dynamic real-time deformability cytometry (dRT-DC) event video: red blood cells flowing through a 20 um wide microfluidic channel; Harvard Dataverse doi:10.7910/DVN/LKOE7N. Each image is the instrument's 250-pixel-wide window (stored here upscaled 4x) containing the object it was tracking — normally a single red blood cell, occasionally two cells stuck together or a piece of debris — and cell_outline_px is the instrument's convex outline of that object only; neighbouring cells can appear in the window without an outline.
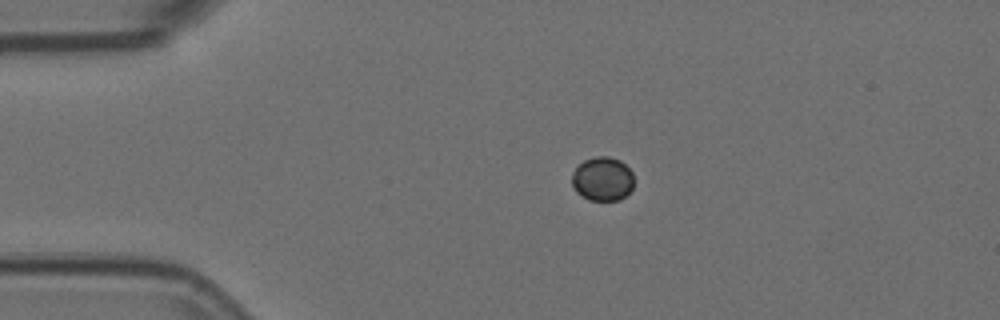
{"species": "Egyptian fruit bat (a non-hibernating species)", "species_latin": "Rousettus aegyptiacus", "temperature_condition": "room temperature", "stored_images_in_passage": 3, "camera_frame_rate_fps": 3000, "um_per_image_px": 0.085, "animal": {"sex": "female"}, "frame": {"image": 1, "passage_image": 1, "time_ms": 0.0, "image_size_px": [1000, 320], "cell_outline_px": [[632, 188], [620, 200], [588, 200], [576, 192], [572, 188], [572, 172], [584, 160], [596, 156], [608, 156], [620, 160], [632, 172]], "centroid_in_image_um": [51.18, 15.21], "position_along_channel_um": 33.8, "area_um2": 15.84}}
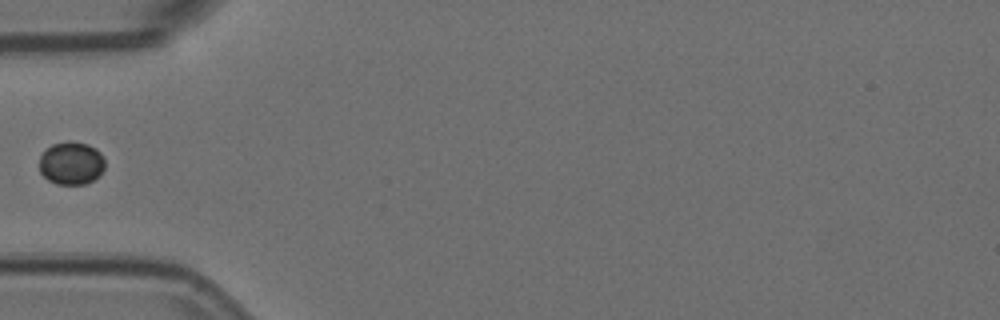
{"frame": {"image": 2, "passage_image": 3, "time_ms": 0.667, "image_size_px": [1000, 320], "cell_outline_px": [[104, 168], [92, 180], [84, 184], [56, 184], [48, 180], [40, 172], [40, 156], [52, 144], [68, 140], [88, 144], [96, 148], [100, 152], [104, 160]], "centroid_in_image_um": [6.05, 13.85], "position_along_channel_um": 79.0, "area_um2": 16.3}}